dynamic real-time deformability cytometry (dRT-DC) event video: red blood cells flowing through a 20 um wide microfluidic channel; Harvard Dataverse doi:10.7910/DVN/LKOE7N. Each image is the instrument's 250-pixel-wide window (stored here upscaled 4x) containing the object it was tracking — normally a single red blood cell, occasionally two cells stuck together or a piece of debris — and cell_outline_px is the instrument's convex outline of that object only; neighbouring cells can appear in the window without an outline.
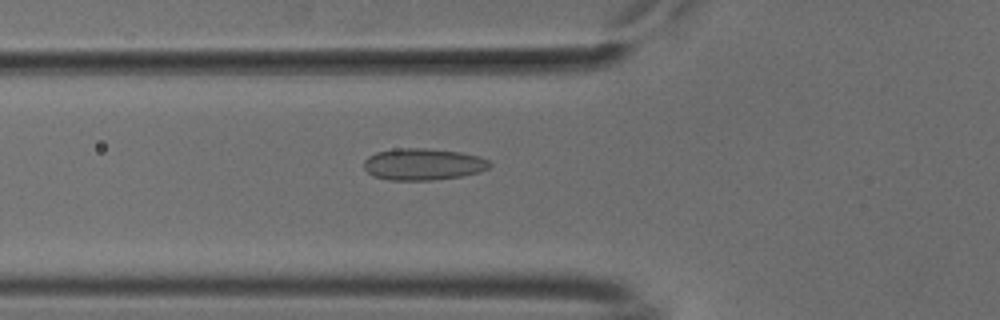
{"species": "common noctule bat (a hibernating species)", "species_latin": "Nyctalus noctula", "temperature_condition": "cold", "stored_images_in_passage": 53, "camera_frame_rate_fps": 3000, "um_per_image_px": 0.085, "animal": {"sex": "male", "body_mass_g": 18.8}, "frame": {"image": 1, "passage_image": 19, "time_ms": 6.0, "image_size_px": [1000, 320], "cell_outline_px": [[492, 164], [488, 168], [480, 172], [464, 176], [432, 180], [388, 180], [372, 176], [364, 168], [364, 160], [368, 156], [376, 152], [396, 148], [428, 148], [460, 152], [480, 156], [488, 160]], "centroid_in_image_um": [35.96, 13.96], "position_along_channel_um": 89.8, "area_um2": 23.52}}
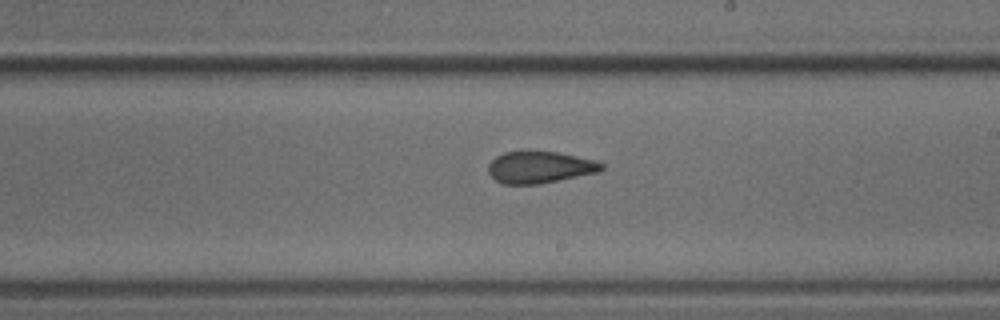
{"frame": {"image": 2, "passage_image": 31, "time_ms": 10.0, "image_size_px": [1000, 320], "cell_outline_px": [[604, 168], [596, 172], [536, 184], [504, 184], [496, 180], [488, 172], [488, 164], [496, 156], [504, 152], [528, 148], [556, 152], [596, 160], [604, 164]], "centroid_in_image_um": [45.82, 14.16], "position_along_channel_um": 243.2, "area_um2": 21.27}}
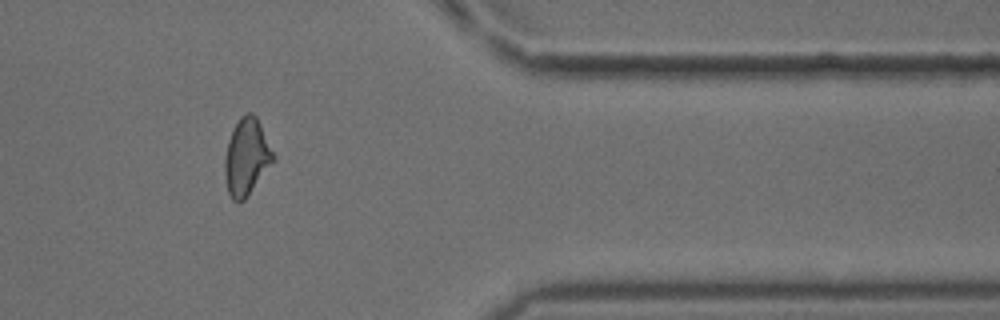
{"frame": {"image": 3, "passage_image": 44, "time_ms": 14.333, "image_size_px": [1000, 320], "cell_outline_px": [[276, 160], [244, 200], [232, 200], [228, 192], [224, 176], [224, 160], [228, 140], [240, 116], [248, 112], [252, 112], [256, 116], [276, 156]], "centroid_in_image_um": [20.97, 13.34], "position_along_channel_um": 390.4, "area_um2": 21.73}, "authors_computed_cell_mechanics": {"area_um2": 21.9062, "velocity_mm_per_s": 3.8156, "shape_relaxation_time_tau1_ms": null, "shape_relaxation_time_tau2_ms": 1.4936, "deformation_change_tau1": null, "deformation_change_tau2": 0.0962}}